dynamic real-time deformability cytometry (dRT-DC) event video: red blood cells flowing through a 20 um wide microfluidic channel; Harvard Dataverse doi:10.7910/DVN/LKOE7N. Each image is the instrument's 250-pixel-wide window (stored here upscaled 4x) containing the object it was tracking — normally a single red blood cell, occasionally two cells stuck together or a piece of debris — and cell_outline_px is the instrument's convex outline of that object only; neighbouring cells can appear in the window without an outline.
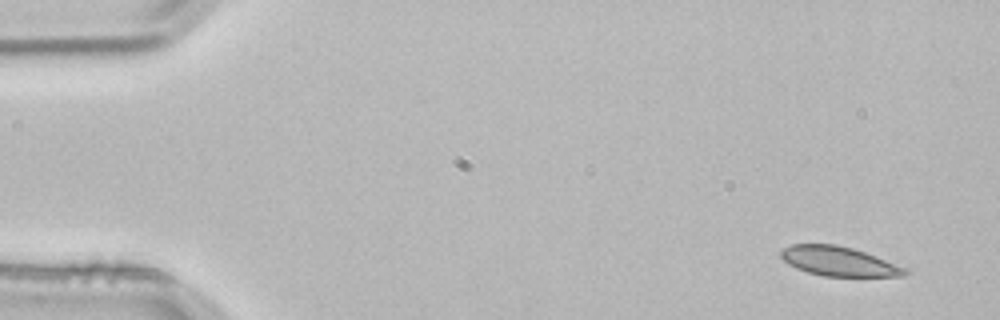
{"species": "common noctule bat (a hibernating species)", "species_latin": "Nyctalus noctula", "temperature_condition": "room temperature", "stored_images_in_passage": 4, "camera_frame_rate_fps": 3000, "um_per_image_px": 0.085, "animal": {"sex": "male", "body_mass_g": 21.5, "forearm_length_mm": 52.0}, "frame": {"image": 1, "passage_image": 1, "time_ms": 0.0, "image_size_px": [1000, 320], "cell_outline_px": [[908, 272], [904, 276], [824, 276], [808, 272], [796, 268], [788, 264], [780, 256], [780, 252], [784, 248], [792, 244], [836, 244], [852, 248], [876, 256], [908, 268]], "centroid_in_image_um": [71.3, 22.21], "position_along_channel_um": 13.7, "area_um2": 21.21}}